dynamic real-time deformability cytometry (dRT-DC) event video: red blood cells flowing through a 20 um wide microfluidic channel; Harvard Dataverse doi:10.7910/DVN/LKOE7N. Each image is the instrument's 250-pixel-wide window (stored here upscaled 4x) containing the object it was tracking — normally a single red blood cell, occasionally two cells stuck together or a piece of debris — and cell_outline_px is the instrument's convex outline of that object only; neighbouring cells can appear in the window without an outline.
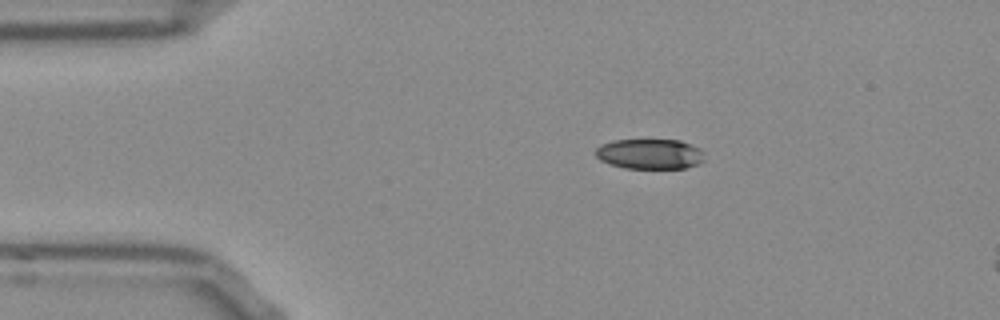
{"species": "Egyptian fruit bat (a non-hibernating species)", "species_latin": "Rousettus aegyptiacus", "temperature_condition": "room temperature", "stored_images_in_passage": 7, "camera_frame_rate_fps": 3000, "um_per_image_px": 0.085, "frame": {"image": 1, "passage_image": 1, "time_ms": 0.0, "image_size_px": [1000, 320], "cell_outline_px": [[704, 160], [700, 164], [684, 168], [624, 168], [600, 160], [592, 152], [600, 144], [612, 140], [680, 140], [700, 148], [704, 152]], "centroid_in_image_um": [55.23, 13.08], "position_along_channel_um": 29.8, "area_um2": 19.36}}